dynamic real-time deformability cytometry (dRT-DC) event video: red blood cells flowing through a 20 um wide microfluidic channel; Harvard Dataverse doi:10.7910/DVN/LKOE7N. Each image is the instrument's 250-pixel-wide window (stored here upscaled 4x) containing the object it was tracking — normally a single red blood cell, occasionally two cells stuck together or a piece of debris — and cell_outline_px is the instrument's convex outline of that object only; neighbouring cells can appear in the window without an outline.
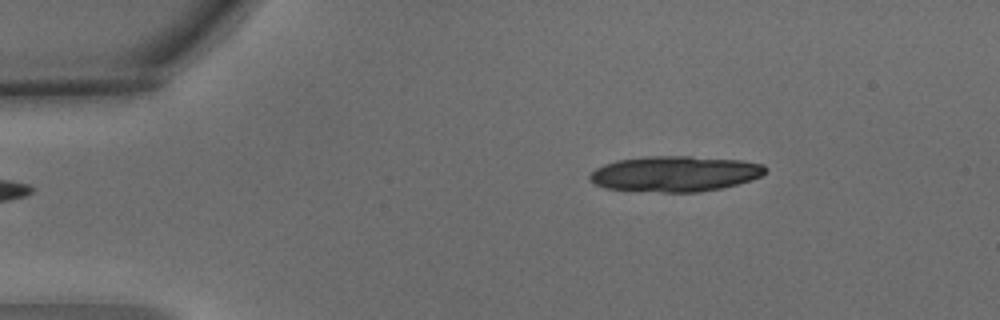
{"species": "common noctule bat (a hibernating species)", "species_latin": "Nyctalus noctula", "temperature_condition": "warm", "stored_images_in_passage": 4, "segment_of_instrument_passage": [2, 2], "camera_frame_rate_fps": 3000, "um_per_image_px": 0.085, "animal": {"sex": "male", "body_mass_g": 15.6}, "frame": {"image": 1, "passage_image": 4, "time_ms": 1.0, "image_size_px": [1000, 320], "cell_outline_px": [[768, 168], [760, 176], [736, 184], [720, 188], [700, 192], [660, 192], [604, 188], [596, 184], [588, 176], [596, 168], [604, 164], [616, 160], [644, 156], [688, 156], [740, 160], [764, 164]], "centroid_in_image_um": [57.36, 14.76], "position_along_channel_um": 27.6, "area_um2": 36.24}}